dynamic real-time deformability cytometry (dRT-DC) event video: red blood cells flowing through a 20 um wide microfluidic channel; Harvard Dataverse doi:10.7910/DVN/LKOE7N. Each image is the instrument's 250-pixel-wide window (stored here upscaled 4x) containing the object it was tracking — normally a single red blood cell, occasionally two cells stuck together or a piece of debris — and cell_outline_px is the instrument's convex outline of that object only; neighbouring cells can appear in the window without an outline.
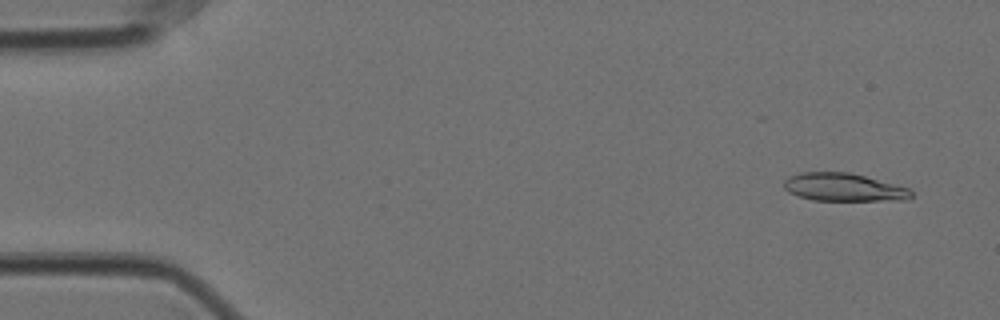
{"species": "Egyptian fruit bat (a non-hibernating species)", "species_latin": "Rousettus aegyptiacus", "temperature_condition": "cold", "stored_images_in_passage": 47, "camera_frame_rate_fps": 3000, "um_per_image_px": 0.085, "animal": {"sex": "female"}, "frame": {"image": 1, "passage_image": 4, "time_ms": 1.0, "image_size_px": [1000, 320], "cell_outline_px": [[912, 196], [904, 200], [812, 200], [796, 196], [788, 192], [784, 188], [784, 180], [788, 176], [800, 172], [848, 172], [864, 176], [908, 188], [912, 192]], "centroid_in_image_um": [71.64, 15.92], "position_along_channel_um": 13.4, "area_um2": 20.63}}
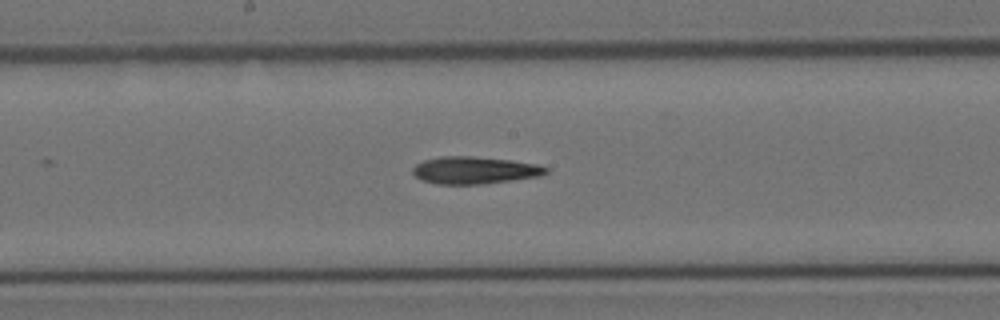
{"frame": {"image": 2, "passage_image": 30, "time_ms": 9.667, "image_size_px": [1000, 320], "cell_outline_px": [[548, 172], [540, 176], [484, 184], [436, 184], [420, 180], [412, 172], [412, 168], [416, 164], [424, 160], [440, 156], [472, 156], [508, 160], [536, 164], [548, 168]], "centroid_in_image_um": [40.3, 14.47], "position_along_channel_um": 207.9, "area_um2": 21.15}}
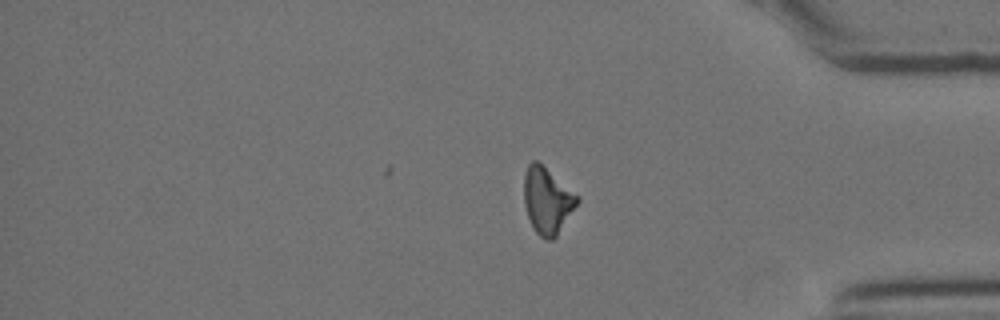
{"frame": {"image": 3, "passage_image": 47, "time_ms": 15.333, "image_size_px": [1000, 320], "cell_outline_px": [[580, 200], [556, 236], [552, 240], [548, 240], [540, 236], [532, 228], [524, 204], [524, 172], [528, 164], [532, 160], [536, 160], [580, 196]], "centroid_in_image_um": [46.51, 17.04], "position_along_channel_um": 388.7, "area_um2": 20.52}}